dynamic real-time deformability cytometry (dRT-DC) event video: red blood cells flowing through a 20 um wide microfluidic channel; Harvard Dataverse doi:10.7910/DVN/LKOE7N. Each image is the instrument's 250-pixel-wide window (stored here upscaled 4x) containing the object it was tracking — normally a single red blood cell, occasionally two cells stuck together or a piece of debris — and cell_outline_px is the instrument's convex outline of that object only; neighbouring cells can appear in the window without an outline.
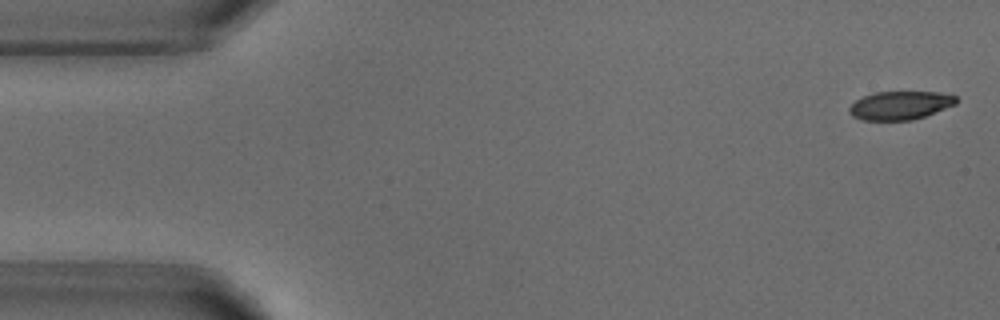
{"species": "common noctule bat (a hibernating species)", "species_latin": "Nyctalus noctula", "temperature_condition": "warm", "stored_images_in_passage": 6, "camera_frame_rate_fps": 3000, "um_per_image_px": 0.085, "animal": {"sex": "male", "body_mass_g": 18.8}, "frame": {"image": 1, "passage_image": 1, "time_ms": 0.0, "image_size_px": [1000, 320], "cell_outline_px": [[960, 100], [956, 104], [924, 116], [912, 120], [864, 120], [852, 116], [848, 112], [848, 108], [856, 100], [872, 92], [940, 92], [956, 96]], "centroid_in_image_um": [76.51, 8.95], "position_along_channel_um": 8.5, "area_um2": 17.74}}
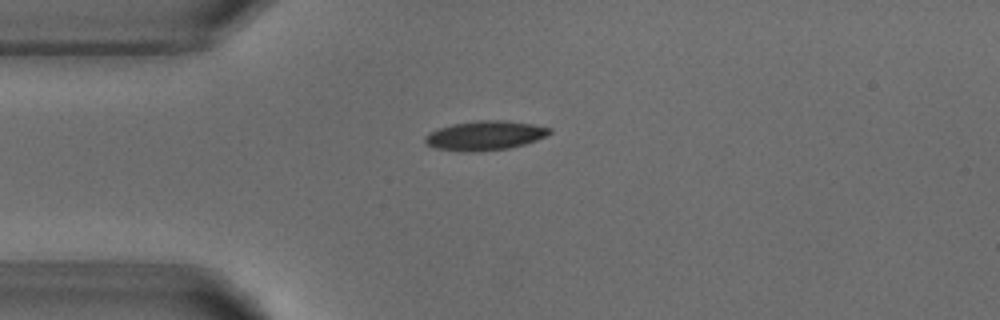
{"frame": {"image": 2, "passage_image": 4, "time_ms": 3.667, "image_size_px": [1000, 320], "cell_outline_px": [[552, 132], [536, 140], [524, 144], [508, 148], [472, 152], [464, 152], [436, 148], [428, 144], [424, 140], [424, 136], [440, 128], [452, 124], [480, 120], [504, 120], [532, 124], [552, 128]], "centroid_in_image_um": [41.23, 11.52], "position_along_channel_um": 43.8, "area_um2": 21.04}}